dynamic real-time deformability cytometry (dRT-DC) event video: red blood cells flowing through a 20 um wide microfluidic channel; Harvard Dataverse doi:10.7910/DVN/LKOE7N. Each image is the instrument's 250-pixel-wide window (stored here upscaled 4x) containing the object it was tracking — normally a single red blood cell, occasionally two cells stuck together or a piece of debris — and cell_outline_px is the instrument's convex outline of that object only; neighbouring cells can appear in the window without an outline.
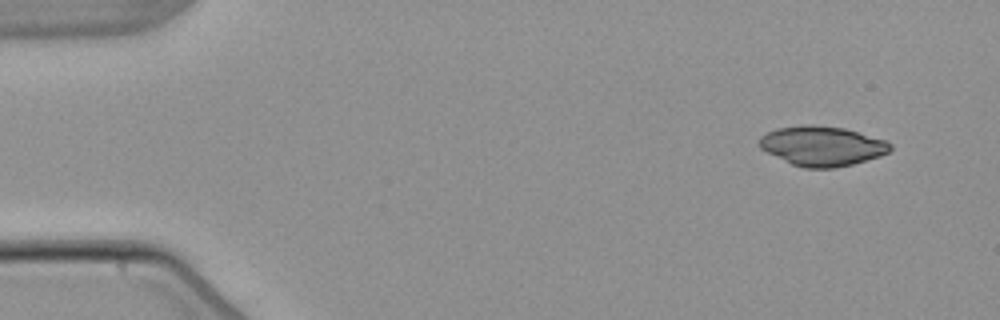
{"species": "common noctule bat (a hibernating species)", "species_latin": "Nyctalus noctula", "temperature_condition": "warm", "stored_images_in_passage": 4, "camera_frame_rate_fps": 3000, "um_per_image_px": 0.085, "animal": {"sex": "male", "body_mass_g": 21.5, "forearm_length_mm": 52.0}, "frame": {"image": 1, "passage_image": 1, "time_ms": 0.0, "image_size_px": [1000, 320], "cell_outline_px": [[892, 148], [888, 152], [880, 156], [852, 164], [832, 168], [804, 168], [792, 164], [760, 148], [760, 136], [776, 128], [804, 124], [812, 124], [844, 128], [884, 140], [892, 144]], "centroid_in_image_um": [69.87, 12.4], "position_along_channel_um": 15.1, "area_um2": 30.06}}